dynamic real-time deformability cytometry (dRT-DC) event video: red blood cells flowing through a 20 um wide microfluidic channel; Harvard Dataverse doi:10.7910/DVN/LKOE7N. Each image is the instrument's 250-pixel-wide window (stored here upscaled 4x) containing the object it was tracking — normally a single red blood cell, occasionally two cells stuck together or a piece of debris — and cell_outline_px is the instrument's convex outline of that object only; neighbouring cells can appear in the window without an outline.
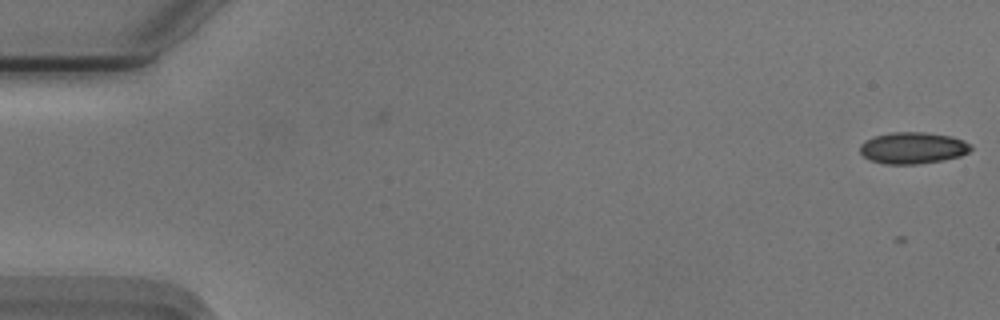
{"species": "Egyptian fruit bat (a non-hibernating species)", "species_latin": "Rousettus aegyptiacus", "temperature_condition": "cold", "stored_images_in_passage": 2, "camera_frame_rate_fps": 3000, "um_per_image_px": 0.085, "animal": {"sex": "male"}, "frame": {"image": 1, "passage_image": 2, "time_ms": 0.333, "image_size_px": [1000, 320], "cell_outline_px": [[972, 148], [968, 152], [960, 156], [944, 160], [916, 164], [884, 164], [872, 160], [864, 156], [860, 152], [860, 144], [864, 140], [876, 136], [892, 132], [924, 132], [952, 136], [964, 140], [972, 144]], "centroid_in_image_um": [77.62, 12.57], "position_along_channel_um": 7.4, "area_um2": 20.46}}